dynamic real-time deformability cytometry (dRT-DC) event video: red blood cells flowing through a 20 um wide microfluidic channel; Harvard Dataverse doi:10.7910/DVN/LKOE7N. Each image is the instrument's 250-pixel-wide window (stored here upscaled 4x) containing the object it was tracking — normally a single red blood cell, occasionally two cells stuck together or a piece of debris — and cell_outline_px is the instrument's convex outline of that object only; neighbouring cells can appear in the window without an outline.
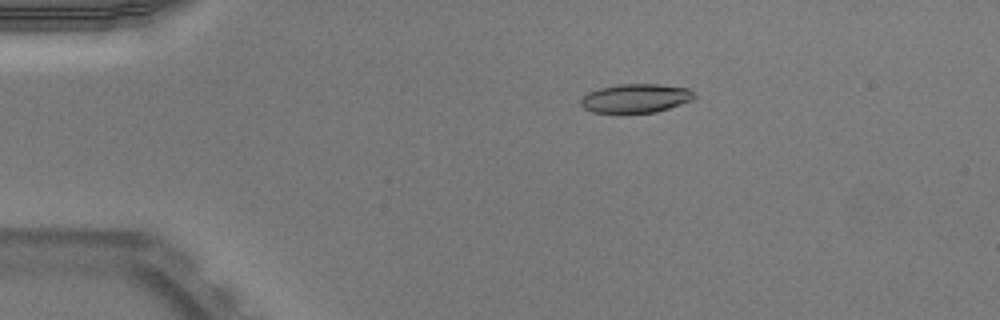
{"species": "Egyptian fruit bat (a non-hibernating species)", "species_latin": "Rousettus aegyptiacus", "temperature_condition": "warm", "stored_images_in_passage": 52, "camera_frame_rate_fps": 3000, "um_per_image_px": 0.085, "animal": {"sex": "male"}, "frame": {"image": 1, "passage_image": 11, "time_ms": 3.333, "image_size_px": [1000, 320], "cell_outline_px": [[696, 96], [692, 100], [656, 112], [592, 112], [584, 108], [580, 104], [580, 100], [588, 92], [600, 88], [616, 84], [660, 84], [688, 88], [696, 92]], "centroid_in_image_um": [54.05, 8.33], "position_along_channel_um": 30.9, "area_um2": 19.02}}
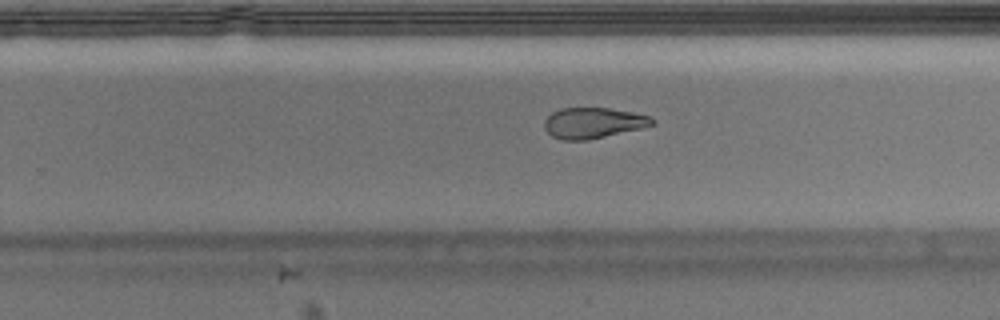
{"frame": {"image": 2, "passage_image": 34, "time_ms": 11.0, "image_size_px": [1000, 320], "cell_outline_px": [[656, 120], [652, 124], [640, 128], [588, 140], [564, 140], [552, 136], [544, 128], [544, 120], [552, 112], [560, 108], [608, 108], [632, 112], [652, 116]], "centroid_in_image_um": [50.4, 10.44], "position_along_channel_um": 279.4, "area_um2": 19.19}}
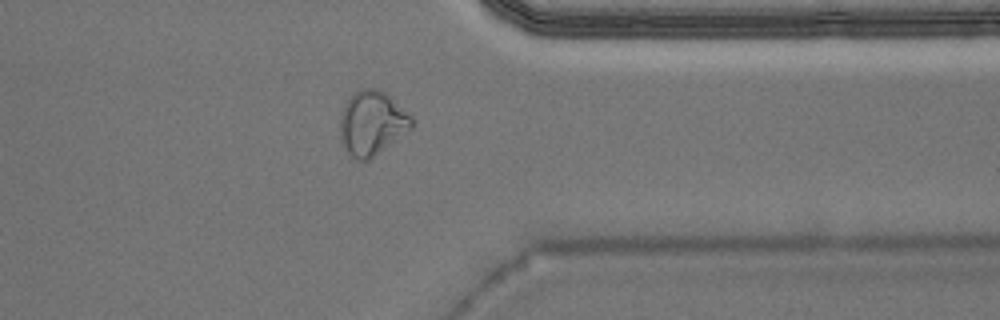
{"frame": {"image": 3, "passage_image": 42, "time_ms": 13.667, "image_size_px": [1000, 320], "cell_outline_px": [[412, 128], [368, 160], [356, 160], [348, 152], [340, 136], [340, 112], [344, 104], [360, 88], [376, 88], [384, 92], [412, 116]], "centroid_in_image_um": [31.6, 10.45], "position_along_channel_um": 379.8, "area_um2": 26.36}, "authors_computed_cell_mechanics": {"area_um2": 19.941, "velocity_mm_per_s": 3.9619, "shape_relaxation_time_tau1_ms": null, "shape_relaxation_time_tau2_ms": 3.9253, "deformation_change_tau1": null, "deformation_change_tau2": 0.1258}}